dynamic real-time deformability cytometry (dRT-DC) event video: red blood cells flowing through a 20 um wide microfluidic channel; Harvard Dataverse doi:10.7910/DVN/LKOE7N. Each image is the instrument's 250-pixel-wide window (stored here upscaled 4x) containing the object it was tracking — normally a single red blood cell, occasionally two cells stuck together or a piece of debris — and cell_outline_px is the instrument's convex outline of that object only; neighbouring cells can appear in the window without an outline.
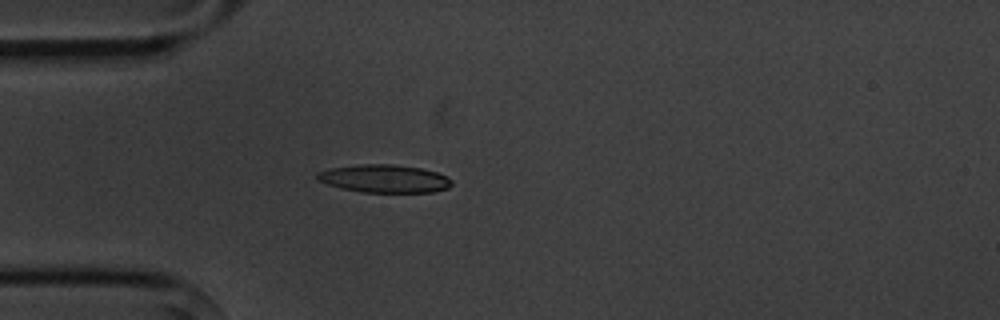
{"species": "common noctule bat (a hibernating species)", "species_latin": "Nyctalus noctula", "temperature_condition": "cold", "stored_images_in_passage": 3, "camera_frame_rate_fps": 3000, "um_per_image_px": 0.085, "animal": {"sex": "male", "body_mass_g": 20.1, "forearm_length_mm": 53.5}, "frame": {"image": 1, "passage_image": 3, "time_ms": 3.333, "image_size_px": [1000, 320], "cell_outline_px": [[452, 184], [448, 188], [432, 192], [364, 192], [340, 188], [316, 180], [316, 172], [332, 168], [360, 164], [392, 164], [420, 168], [436, 172], [448, 176], [452, 180]], "centroid_in_image_um": [32.67, 15.18], "position_along_channel_um": 52.3, "area_um2": 21.91}}